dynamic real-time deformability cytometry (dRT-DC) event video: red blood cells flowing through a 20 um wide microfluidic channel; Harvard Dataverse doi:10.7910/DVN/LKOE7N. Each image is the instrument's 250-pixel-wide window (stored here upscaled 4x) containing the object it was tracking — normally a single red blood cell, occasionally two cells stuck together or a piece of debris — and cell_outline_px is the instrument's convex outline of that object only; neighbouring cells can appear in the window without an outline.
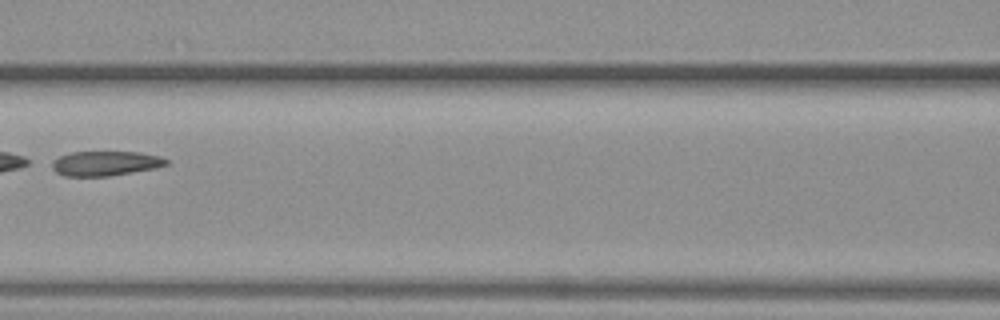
{"species": "common noctule bat (a hibernating species)", "species_latin": "Nyctalus noctula", "temperature_condition": "warm", "stored_images_in_passage": 4, "camera_frame_rate_fps": 3000, "um_per_image_px": 0.085, "animal": {"sex": "female", "body_mass_g": 19.3, "forearm_length_mm": 54.1}, "frame": {"image": 1, "passage_image": 4, "time_ms": 1.0, "image_size_px": [1000, 320], "cell_outline_px": [[168, 164], [156, 168], [108, 176], [64, 176], [56, 172], [52, 168], [52, 160], [60, 156], [72, 152], [140, 152], [160, 156], [168, 160]], "centroid_in_image_um": [8.96, 13.88], "position_along_channel_um": 157.6, "area_um2": 16.42}}